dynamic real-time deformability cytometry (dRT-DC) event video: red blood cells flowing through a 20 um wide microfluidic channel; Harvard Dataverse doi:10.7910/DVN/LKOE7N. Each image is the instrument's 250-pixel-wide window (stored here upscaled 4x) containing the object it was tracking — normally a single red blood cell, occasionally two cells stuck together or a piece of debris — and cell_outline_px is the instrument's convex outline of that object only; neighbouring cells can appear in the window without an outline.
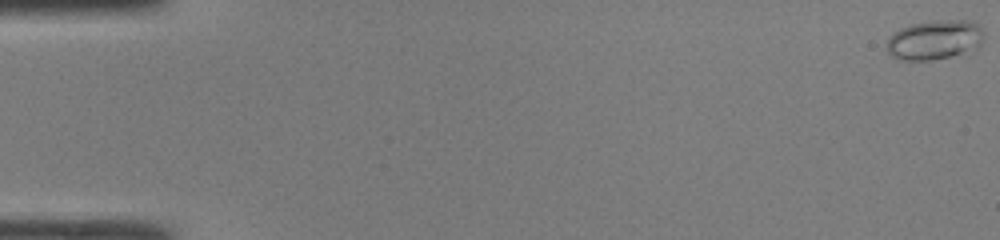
{"species": "common noctule bat (a hibernating species)", "species_latin": "Nyctalus noctula", "temperature_condition": "room temperature", "stored_images_in_passage": 16, "camera_frame_rate_fps": 3000, "um_per_image_px": 0.085, "animal": {"sex": "male", "body_mass_g": 19.0, "forearm_length_mm": 50.8}, "frame": {"image": 1, "passage_image": 1, "time_ms": 0.0, "image_size_px": [1000, 240], "cell_outline_px": [[984, 40], [976, 48], [948, 56], [932, 60], [896, 60], [884, 48], [888, 40], [900, 28], [912, 24], [952, 20], [964, 20], [976, 24], [984, 32]], "centroid_in_image_um": [79.41, 3.41], "position_along_channel_um": 5.6, "area_um2": 21.96}}
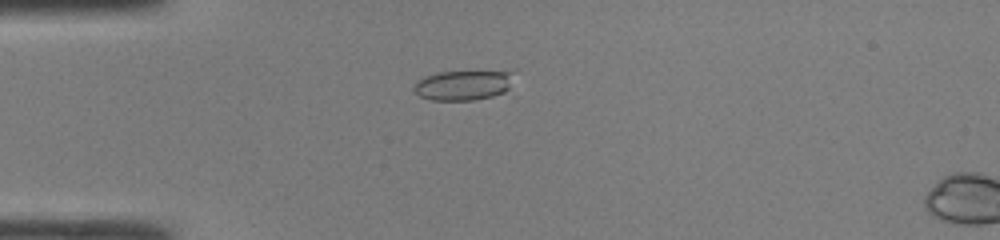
{"frame": {"image": 2, "passage_image": 14, "time_ms": 4.333, "image_size_px": [1000, 240], "cell_outline_px": [[512, 72], [508, 88], [504, 92], [492, 96], [472, 100], [432, 100], [420, 96], [412, 88], [416, 80], [424, 76], [436, 72]], "centroid_in_image_um": [39.27, 7.25], "position_along_channel_um": 45.7, "area_um2": 17.05}}